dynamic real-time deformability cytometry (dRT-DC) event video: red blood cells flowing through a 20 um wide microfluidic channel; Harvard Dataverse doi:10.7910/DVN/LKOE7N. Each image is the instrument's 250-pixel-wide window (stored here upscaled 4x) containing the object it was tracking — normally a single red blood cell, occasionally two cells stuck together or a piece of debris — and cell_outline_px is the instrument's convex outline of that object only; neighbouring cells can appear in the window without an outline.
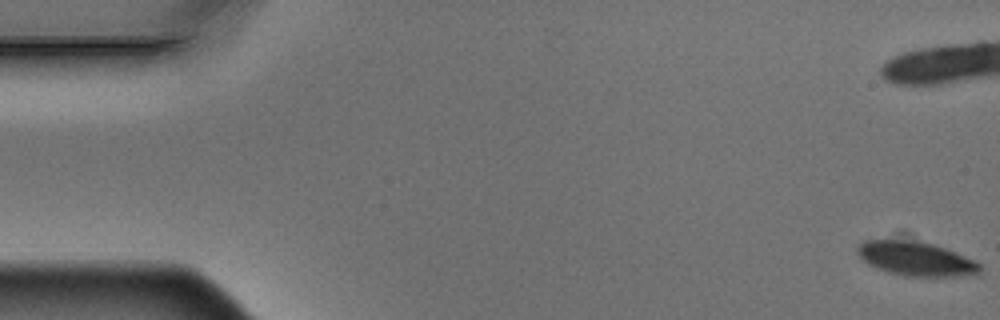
{"species": "Egyptian fruit bat (a non-hibernating species)", "species_latin": "Rousettus aegyptiacus", "temperature_condition": "warm", "stored_images_in_passage": 7, "camera_frame_rate_fps": 3000, "um_per_image_px": 0.085, "animal": {"sex": "male"}, "frame": {"image": 1, "passage_image": 1, "time_ms": 0.0, "image_size_px": [1000, 320], "cell_outline_px": [[980, 272], [952, 276], [904, 276], [888, 272], [868, 264], [856, 252], [856, 248], [864, 240], [900, 240], [932, 244], [944, 248], [976, 260], [980, 264]], "centroid_in_image_um": [77.82, 21.99], "position_along_channel_um": 7.2, "area_um2": 23.81}}